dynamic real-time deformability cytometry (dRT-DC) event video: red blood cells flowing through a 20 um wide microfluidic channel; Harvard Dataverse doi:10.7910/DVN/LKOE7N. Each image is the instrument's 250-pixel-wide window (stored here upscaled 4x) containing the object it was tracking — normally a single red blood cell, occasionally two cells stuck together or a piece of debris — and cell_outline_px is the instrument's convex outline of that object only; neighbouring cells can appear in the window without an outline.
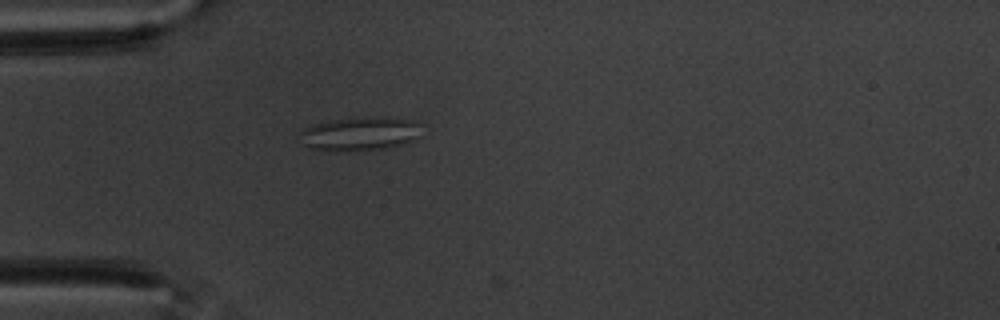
{"species": "common noctule bat (a hibernating species)", "species_latin": "Nyctalus noctula", "temperature_condition": "warm", "stored_images_in_passage": 42, "camera_frame_rate_fps": 3000, "um_per_image_px": 0.085, "animal": {"sex": "male", "body_mass_g": 20.1, "forearm_length_mm": 53.5}, "frame": {"image": 1, "passage_image": 1, "time_ms": 0.0, "image_size_px": [1000, 320], "cell_outline_px": [[420, 136], [412, 140], [400, 144], [380, 148], [308, 148], [304, 144], [300, 132], [304, 128], [312, 124], [332, 120], [384, 116], [412, 120], [416, 124]], "centroid_in_image_um": [30.6, 11.31], "position_along_channel_um": 54.4, "area_um2": 22.43}}
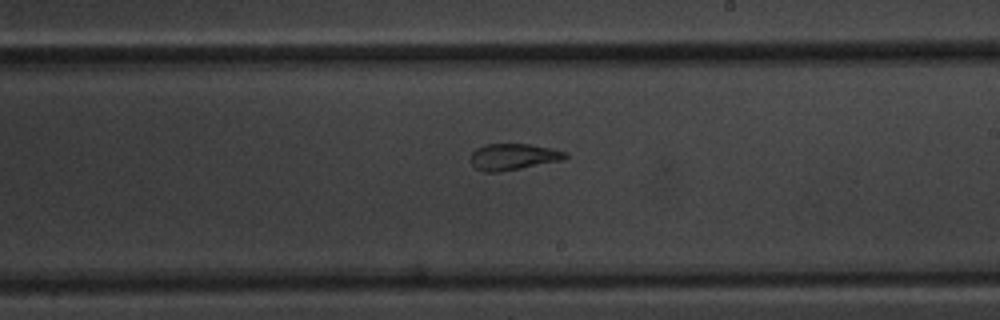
{"frame": {"image": 2, "passage_image": 18, "time_ms": 5.667, "image_size_px": [1000, 320], "cell_outline_px": [[568, 156], [560, 160], [500, 172], [484, 172], [476, 168], [472, 164], [472, 152], [476, 148], [484, 144], [528, 144], [552, 148], [568, 152]], "centroid_in_image_um": [43.62, 13.31], "position_along_channel_um": 245.4, "area_um2": 14.39}}
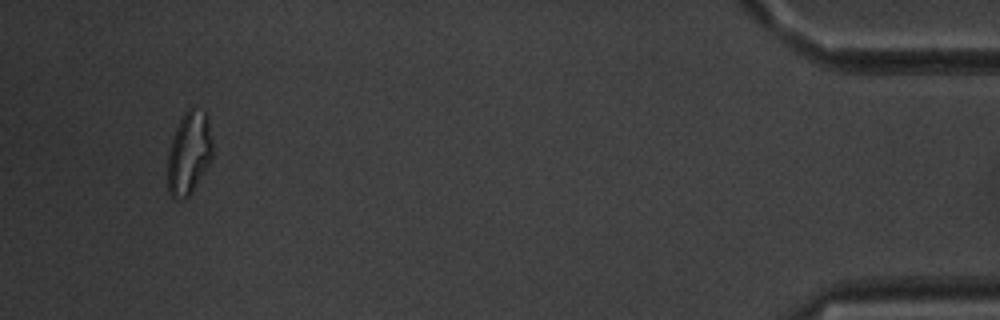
{"frame": {"image": 3, "passage_image": 39, "time_ms": 12.667, "image_size_px": [1000, 320], "cell_outline_px": [[212, 156], [208, 164], [192, 192], [184, 200], [176, 200], [168, 192], [168, 152], [176, 128], [184, 112], [188, 108], [192, 108], [204, 112], [208, 116], [212, 144]], "centroid_in_image_um": [16.06, 13.03], "position_along_channel_um": 419.1, "area_um2": 21.5}, "authors_computed_cell_mechanics": {"area_um2": 15.8372, "velocity_mm_per_s": 3.498, "shape_relaxation_time_tau1_ms": null, "shape_relaxation_time_tau2_ms": 1.927, "deformation_change_tau1": null, "deformation_change_tau2": 0.0944}}